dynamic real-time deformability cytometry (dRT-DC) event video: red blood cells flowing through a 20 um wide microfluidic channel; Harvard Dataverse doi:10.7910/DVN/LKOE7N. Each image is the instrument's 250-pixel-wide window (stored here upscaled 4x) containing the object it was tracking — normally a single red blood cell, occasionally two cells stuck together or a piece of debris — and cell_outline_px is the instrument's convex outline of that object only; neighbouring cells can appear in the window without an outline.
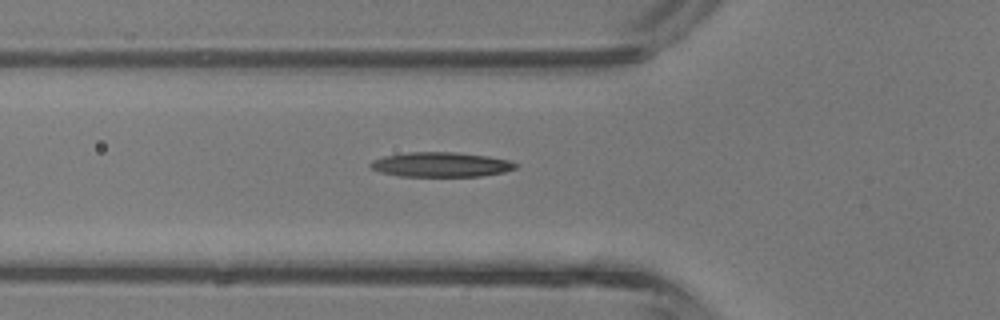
{"species": "common noctule bat (a hibernating species)", "species_latin": "Nyctalus noctula", "temperature_condition": "room temperature", "stored_images_in_passage": 11, "camera_frame_rate_fps": 3000, "um_per_image_px": 0.085, "animal": {"sex": "male", "body_mass_g": 13.3}, "frame": {"image": 1, "passage_image": 6, "time_ms": 1.667, "image_size_px": [1000, 320], "cell_outline_px": [[520, 164], [516, 168], [504, 172], [480, 176], [400, 176], [380, 172], [372, 168], [368, 164], [372, 160], [384, 156], [408, 152], [456, 152], [488, 156], [508, 160]], "centroid_in_image_um": [37.49, 13.98], "position_along_channel_um": 88.3, "area_um2": 20.92}}
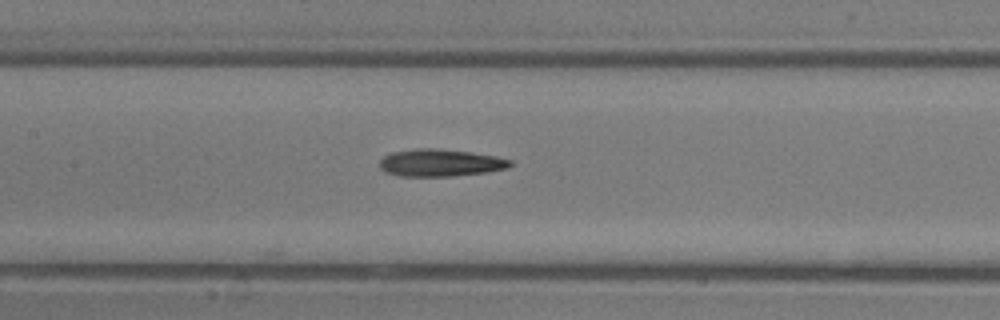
{"frame": {"image": 2, "passage_image": 11, "time_ms": 3.333, "image_size_px": [1000, 320], "cell_outline_px": [[512, 164], [508, 168], [488, 172], [452, 176], [400, 176], [384, 172], [380, 168], [380, 160], [384, 156], [392, 152], [416, 148], [440, 148], [472, 152], [496, 156], [512, 160]], "centroid_in_image_um": [37.44, 13.83], "position_along_channel_um": 170.0, "area_um2": 20.98}}